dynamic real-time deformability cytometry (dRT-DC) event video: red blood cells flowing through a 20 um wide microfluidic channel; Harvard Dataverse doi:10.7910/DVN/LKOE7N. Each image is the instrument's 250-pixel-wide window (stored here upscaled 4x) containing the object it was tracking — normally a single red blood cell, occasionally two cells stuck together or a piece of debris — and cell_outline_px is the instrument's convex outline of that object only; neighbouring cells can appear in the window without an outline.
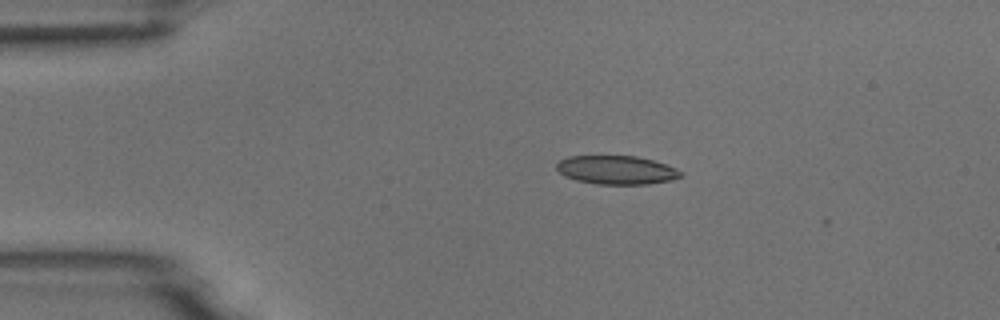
{"species": "common noctule bat (a hibernating species)", "species_latin": "Nyctalus noctula", "temperature_condition": "room temperature", "stored_images_in_passage": 5, "camera_frame_rate_fps": 3000, "um_per_image_px": 0.085, "animal": {"sex": "male", "body_mass_g": 18.8}, "frame": {"image": 1, "passage_image": 1, "time_ms": 0.0, "image_size_px": [1000, 320], "cell_outline_px": [[684, 176], [672, 180], [648, 184], [596, 184], [576, 180], [564, 176], [556, 168], [556, 164], [560, 160], [568, 156], [636, 156], [652, 160], [676, 168], [684, 172]], "centroid_in_image_um": [52.42, 14.45], "position_along_channel_um": 32.6, "area_um2": 20.81}}